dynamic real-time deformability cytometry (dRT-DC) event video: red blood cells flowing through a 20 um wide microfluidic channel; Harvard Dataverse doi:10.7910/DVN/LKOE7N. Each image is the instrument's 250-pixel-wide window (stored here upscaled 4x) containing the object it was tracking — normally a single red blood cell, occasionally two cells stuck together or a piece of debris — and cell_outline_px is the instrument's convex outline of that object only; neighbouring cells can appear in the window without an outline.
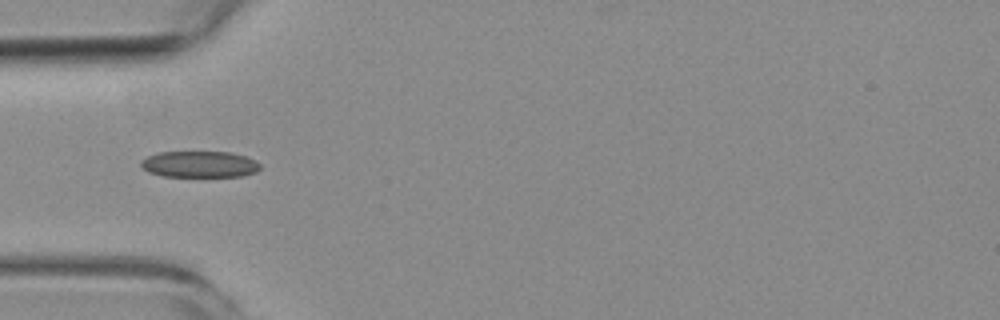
{"species": "common noctule bat (a hibernating species)", "species_latin": "Nyctalus noctula", "temperature_condition": "room temperature", "stored_images_in_passage": 8, "camera_frame_rate_fps": 3000, "um_per_image_px": 0.085, "animal": {"sex": "female", "body_mass_g": 19.3, "forearm_length_mm": 54.1}, "frame": {"image": 1, "passage_image": 3, "time_ms": 3.333, "image_size_px": [1000, 320], "cell_outline_px": [[260, 168], [256, 172], [240, 176], [164, 176], [148, 172], [140, 164], [140, 160], [148, 156], [160, 152], [232, 152], [248, 156], [256, 160], [260, 164]], "centroid_in_image_um": [16.99, 13.95], "position_along_channel_um": 68.0, "area_um2": 18.32}}
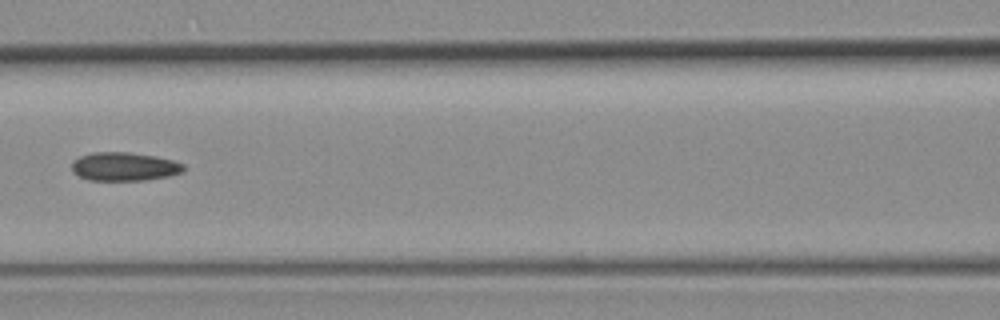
{"frame": {"image": 2, "passage_image": 5, "time_ms": 5.667, "image_size_px": [1000, 320], "cell_outline_px": [[184, 172], [168, 176], [144, 180], [88, 180], [72, 172], [72, 160], [80, 156], [92, 152], [128, 152], [156, 156], [172, 160], [184, 164]], "centroid_in_image_um": [10.55, 14.15], "position_along_channel_um": 156.1, "area_um2": 18.67}}
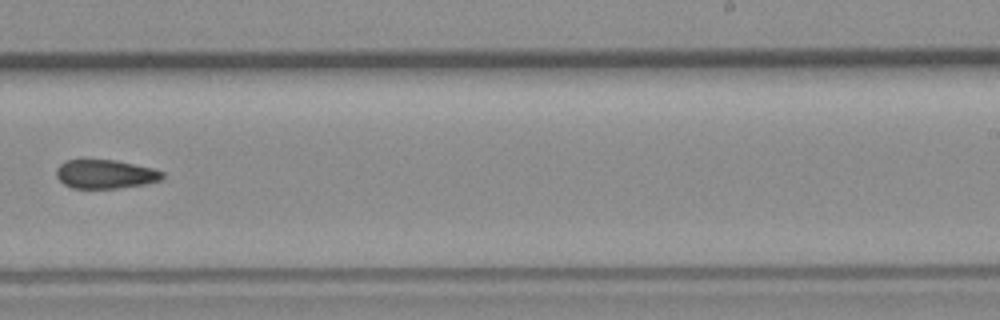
{"frame": {"image": 3, "passage_image": 8, "time_ms": 9.0, "image_size_px": [1000, 320], "cell_outline_px": [[164, 176], [160, 180], [144, 184], [116, 188], [72, 188], [64, 184], [56, 176], [56, 168], [64, 160], [116, 160], [152, 168], [164, 172]], "centroid_in_image_um": [8.93, 14.79], "position_along_channel_um": 280.1, "area_um2": 17.74}}